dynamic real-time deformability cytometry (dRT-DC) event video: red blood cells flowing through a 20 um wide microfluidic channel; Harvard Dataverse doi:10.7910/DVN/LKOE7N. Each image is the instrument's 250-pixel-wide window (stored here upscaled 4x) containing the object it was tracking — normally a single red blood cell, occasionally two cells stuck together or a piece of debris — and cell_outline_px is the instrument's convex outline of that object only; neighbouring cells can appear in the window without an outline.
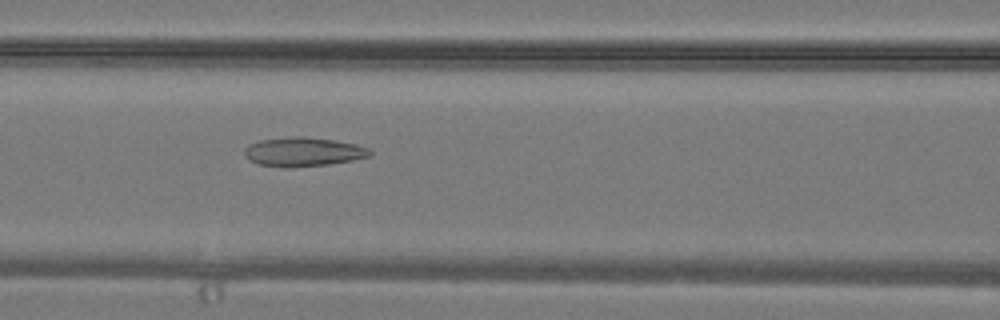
{"species": "common noctule bat (a hibernating species)", "species_latin": "Nyctalus noctula", "temperature_condition": "warm", "stored_images_in_passage": 30, "camera_frame_rate_fps": 3000, "um_per_image_px": 0.085, "animal": {"sex": "male", "body_mass_g": 19.2, "forearm_length_mm": 51.8}, "frame": {"image": 1, "passage_image": 10, "time_ms": 3.0, "image_size_px": [1000, 320], "cell_outline_px": [[372, 156], [352, 160], [328, 164], [256, 164], [248, 160], [244, 156], [244, 148], [248, 144], [260, 140], [288, 136], [304, 136], [332, 140], [356, 144], [368, 148], [372, 152]], "centroid_in_image_um": [25.77, 12.85], "position_along_channel_um": 140.8, "area_um2": 20.46}}
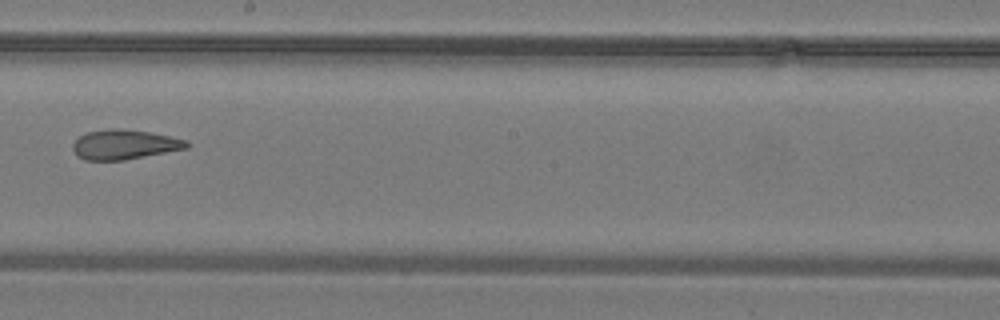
{"frame": {"image": 2, "passage_image": 15, "time_ms": 4.667, "image_size_px": [1000, 320], "cell_outline_px": [[192, 144], [188, 148], [124, 160], [84, 160], [76, 156], [72, 148], [72, 144], [80, 136], [88, 132], [108, 128], [120, 128], [148, 132], [188, 140]], "centroid_in_image_um": [10.57, 12.29], "position_along_channel_um": 237.6, "area_um2": 19.77}}
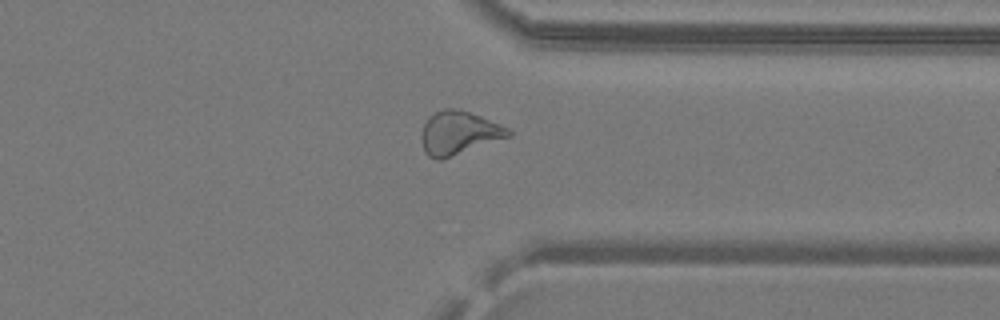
{"frame": {"image": 3, "passage_image": 22, "time_ms": 7.0, "image_size_px": [1000, 320], "cell_outline_px": [[512, 136], [440, 160], [436, 160], [428, 156], [424, 152], [420, 136], [424, 124], [428, 116], [444, 108], [456, 108], [480, 116], [508, 128], [512, 132]], "centroid_in_image_um": [38.97, 11.31], "position_along_channel_um": 372.4, "area_um2": 21.96}}